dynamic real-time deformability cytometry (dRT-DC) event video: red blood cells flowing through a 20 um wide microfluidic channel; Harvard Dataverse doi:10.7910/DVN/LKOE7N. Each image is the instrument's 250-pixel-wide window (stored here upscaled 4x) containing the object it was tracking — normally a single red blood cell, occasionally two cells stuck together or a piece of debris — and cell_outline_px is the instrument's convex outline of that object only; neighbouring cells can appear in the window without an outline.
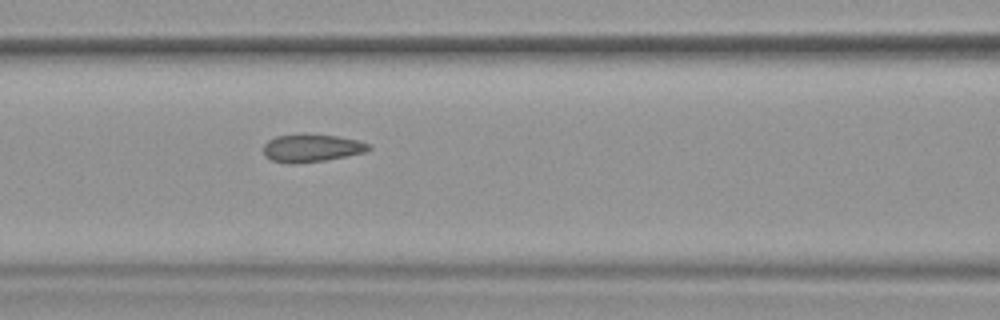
{"species": "common noctule bat (a hibernating species)", "species_latin": "Nyctalus noctula", "temperature_condition": "warm", "stored_images_in_passage": 54, "camera_frame_rate_fps": 3000, "um_per_image_px": 0.085, "animal": {"sex": "female", "body_mass_g": 19.9}, "frame": {"image": 1, "passage_image": 24, "time_ms": 7.667, "image_size_px": [1000, 320], "cell_outline_px": [[372, 148], [364, 152], [324, 160], [296, 164], [288, 164], [272, 160], [264, 156], [264, 144], [268, 140], [276, 136], [300, 132], [304, 132], [336, 136], [356, 140], [368, 144]], "centroid_in_image_um": [26.41, 12.56], "position_along_channel_um": 140.2, "area_um2": 17.28}, "authors_computed_cell_mechanics": {"area_um2": 17.8313, "velocity_mm_per_s": 3.8061, "shape_relaxation_time_tau1_ms": null, "shape_relaxation_time_tau2_ms": 1.0482, "deformation_change_tau1": null, "deformation_change_tau2": 0.0676}}